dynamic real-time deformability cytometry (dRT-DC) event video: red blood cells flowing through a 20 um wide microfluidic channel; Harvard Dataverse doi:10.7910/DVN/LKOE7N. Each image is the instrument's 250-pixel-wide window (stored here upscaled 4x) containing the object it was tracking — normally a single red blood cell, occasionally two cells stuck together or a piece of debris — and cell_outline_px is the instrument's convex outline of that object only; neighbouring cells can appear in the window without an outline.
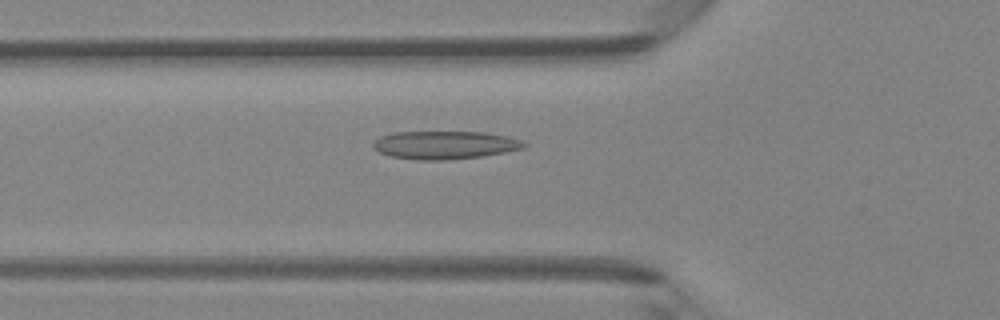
{"species": "Egyptian fruit bat (a non-hibernating species)", "species_latin": "Rousettus aegyptiacus", "temperature_condition": "room temperature", "stored_images_in_passage": 48, "camera_frame_rate_fps": 3000, "um_per_image_px": 0.085, "animal": {"sex": "female"}, "frame": {"image": 1, "passage_image": 17, "time_ms": 5.333, "image_size_px": [1000, 320], "cell_outline_px": [[528, 144], [524, 148], [484, 156], [444, 160], [416, 160], [388, 156], [380, 152], [372, 144], [380, 136], [392, 132], [484, 132], [508, 136], [520, 140]], "centroid_in_image_um": [37.81, 12.32], "position_along_channel_um": 88.0, "area_um2": 24.74}}
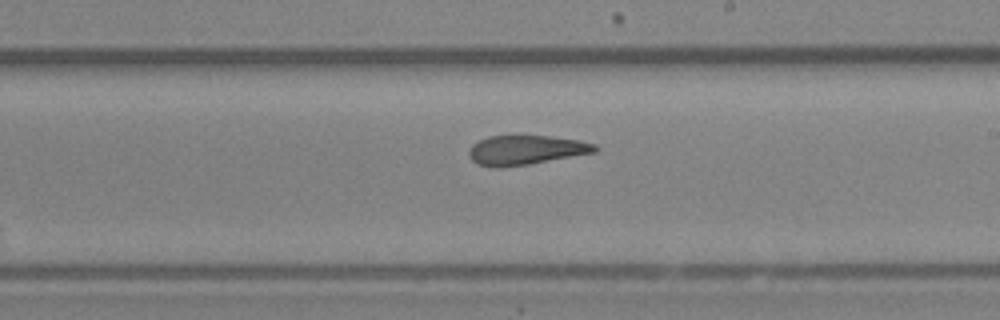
{"frame": {"image": 2, "passage_image": 28, "time_ms": 9.0, "image_size_px": [1000, 320], "cell_outline_px": [[600, 148], [596, 152], [528, 164], [496, 168], [492, 168], [476, 164], [468, 156], [468, 152], [472, 144], [488, 136], [548, 136], [580, 140], [596, 144]], "centroid_in_image_um": [44.68, 12.76], "position_along_channel_um": 244.3, "area_um2": 21.68}}
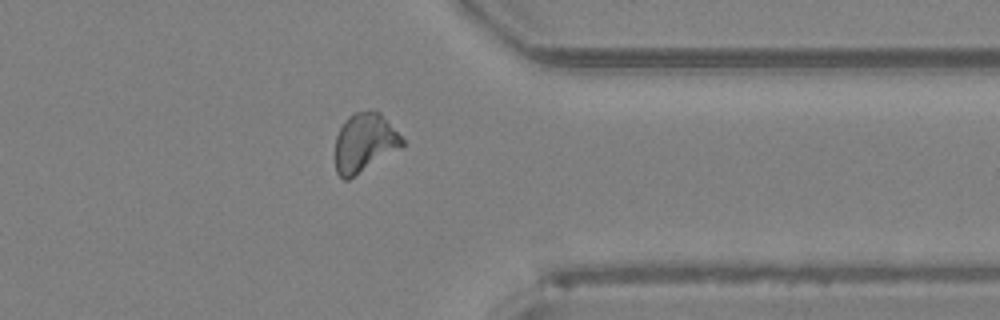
{"frame": {"image": 3, "passage_image": 38, "time_ms": 12.333, "image_size_px": [1000, 320], "cell_outline_px": [[404, 144], [400, 148], [348, 180], [344, 180], [336, 172], [336, 136], [344, 120], [348, 116], [356, 112], [372, 108], [380, 112], [404, 140]], "centroid_in_image_um": [30.97, 12.1], "position_along_channel_um": 380.4, "area_um2": 22.89}, "authors_computed_cell_mechanics": {"area_um2": 23.1778, "velocity_mm_per_s": 4.293, "shape_relaxation_time_tau1_ms": null, "shape_relaxation_time_tau2_ms": 2.1436, "deformation_change_tau1": null, "deformation_change_tau2": 0.1122}}